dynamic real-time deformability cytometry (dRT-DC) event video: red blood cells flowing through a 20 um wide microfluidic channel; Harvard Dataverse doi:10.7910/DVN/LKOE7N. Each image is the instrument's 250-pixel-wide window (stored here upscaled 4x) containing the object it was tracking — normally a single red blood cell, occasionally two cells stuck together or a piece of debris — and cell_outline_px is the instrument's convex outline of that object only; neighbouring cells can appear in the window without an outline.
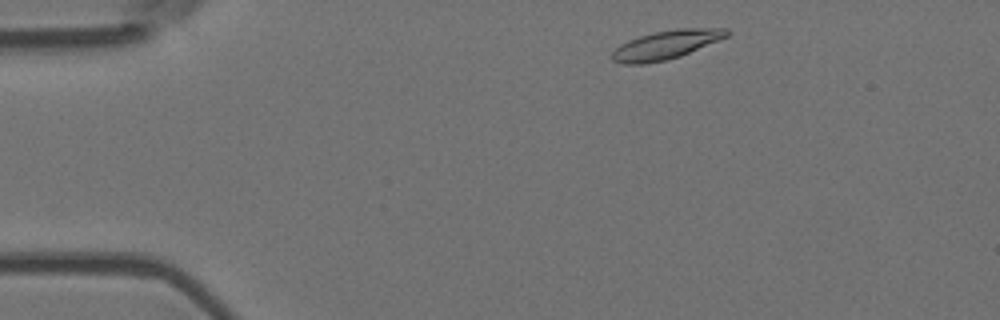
{"species": "Egyptian fruit bat (a non-hibernating species)", "species_latin": "Rousettus aegyptiacus", "temperature_condition": "room temperature", "stored_images_in_passage": 4, "camera_frame_rate_fps": 3000, "um_per_image_px": 0.085, "animal": {"sex": "female"}, "frame": {"image": 1, "passage_image": 1, "time_ms": 0.0, "image_size_px": [1000, 320], "cell_outline_px": [[732, 32], [728, 36], [680, 56], [668, 60], [644, 64], [620, 64], [612, 60], [612, 52], [620, 44], [628, 40], [640, 36], [656, 32], [676, 28], [728, 28]], "centroid_in_image_um": [56.61, 3.81], "position_along_channel_um": 28.4, "area_um2": 19.25}}